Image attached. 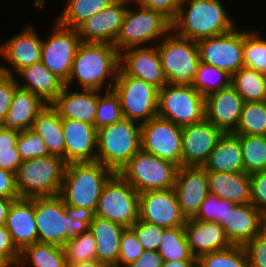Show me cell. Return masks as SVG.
Instances as JSON below:
<instances>
[{
	"instance_id": "cell-35",
	"label": "cell",
	"mask_w": 266,
	"mask_h": 267,
	"mask_svg": "<svg viewBox=\"0 0 266 267\" xmlns=\"http://www.w3.org/2000/svg\"><path fill=\"white\" fill-rule=\"evenodd\" d=\"M116 0H67L56 21L63 27L77 29L88 18L109 7Z\"/></svg>"
},
{
	"instance_id": "cell-61",
	"label": "cell",
	"mask_w": 266,
	"mask_h": 267,
	"mask_svg": "<svg viewBox=\"0 0 266 267\" xmlns=\"http://www.w3.org/2000/svg\"><path fill=\"white\" fill-rule=\"evenodd\" d=\"M66 267H108L107 265L100 263L98 260H91L77 263H67Z\"/></svg>"
},
{
	"instance_id": "cell-32",
	"label": "cell",
	"mask_w": 266,
	"mask_h": 267,
	"mask_svg": "<svg viewBox=\"0 0 266 267\" xmlns=\"http://www.w3.org/2000/svg\"><path fill=\"white\" fill-rule=\"evenodd\" d=\"M203 167L207 171L215 172H244L239 137L234 133H224L211 151Z\"/></svg>"
},
{
	"instance_id": "cell-6",
	"label": "cell",
	"mask_w": 266,
	"mask_h": 267,
	"mask_svg": "<svg viewBox=\"0 0 266 267\" xmlns=\"http://www.w3.org/2000/svg\"><path fill=\"white\" fill-rule=\"evenodd\" d=\"M114 42L120 53L130 47L155 46L171 31V22L161 13L145 8L132 0Z\"/></svg>"
},
{
	"instance_id": "cell-38",
	"label": "cell",
	"mask_w": 266,
	"mask_h": 267,
	"mask_svg": "<svg viewBox=\"0 0 266 267\" xmlns=\"http://www.w3.org/2000/svg\"><path fill=\"white\" fill-rule=\"evenodd\" d=\"M236 135L266 136V101L244 102Z\"/></svg>"
},
{
	"instance_id": "cell-3",
	"label": "cell",
	"mask_w": 266,
	"mask_h": 267,
	"mask_svg": "<svg viewBox=\"0 0 266 267\" xmlns=\"http://www.w3.org/2000/svg\"><path fill=\"white\" fill-rule=\"evenodd\" d=\"M114 174L97 161L67 164L59 195L66 205L96 212L103 187Z\"/></svg>"
},
{
	"instance_id": "cell-27",
	"label": "cell",
	"mask_w": 266,
	"mask_h": 267,
	"mask_svg": "<svg viewBox=\"0 0 266 267\" xmlns=\"http://www.w3.org/2000/svg\"><path fill=\"white\" fill-rule=\"evenodd\" d=\"M189 249L192 255L224 250L232 246L224 228L217 222L187 219L184 225Z\"/></svg>"
},
{
	"instance_id": "cell-60",
	"label": "cell",
	"mask_w": 266,
	"mask_h": 267,
	"mask_svg": "<svg viewBox=\"0 0 266 267\" xmlns=\"http://www.w3.org/2000/svg\"><path fill=\"white\" fill-rule=\"evenodd\" d=\"M162 267H197V260L163 261Z\"/></svg>"
},
{
	"instance_id": "cell-40",
	"label": "cell",
	"mask_w": 266,
	"mask_h": 267,
	"mask_svg": "<svg viewBox=\"0 0 266 267\" xmlns=\"http://www.w3.org/2000/svg\"><path fill=\"white\" fill-rule=\"evenodd\" d=\"M243 67L266 74V38L258 30L243 29Z\"/></svg>"
},
{
	"instance_id": "cell-37",
	"label": "cell",
	"mask_w": 266,
	"mask_h": 267,
	"mask_svg": "<svg viewBox=\"0 0 266 267\" xmlns=\"http://www.w3.org/2000/svg\"><path fill=\"white\" fill-rule=\"evenodd\" d=\"M158 253L163 261L197 260L189 249L184 226L164 229Z\"/></svg>"
},
{
	"instance_id": "cell-12",
	"label": "cell",
	"mask_w": 266,
	"mask_h": 267,
	"mask_svg": "<svg viewBox=\"0 0 266 267\" xmlns=\"http://www.w3.org/2000/svg\"><path fill=\"white\" fill-rule=\"evenodd\" d=\"M95 216L131 227L139 219V193L115 173L103 187Z\"/></svg>"
},
{
	"instance_id": "cell-20",
	"label": "cell",
	"mask_w": 266,
	"mask_h": 267,
	"mask_svg": "<svg viewBox=\"0 0 266 267\" xmlns=\"http://www.w3.org/2000/svg\"><path fill=\"white\" fill-rule=\"evenodd\" d=\"M223 134L206 119L182 127V166L203 167Z\"/></svg>"
},
{
	"instance_id": "cell-59",
	"label": "cell",
	"mask_w": 266,
	"mask_h": 267,
	"mask_svg": "<svg viewBox=\"0 0 266 267\" xmlns=\"http://www.w3.org/2000/svg\"><path fill=\"white\" fill-rule=\"evenodd\" d=\"M14 200L17 199L0 197V226L5 225L8 210Z\"/></svg>"
},
{
	"instance_id": "cell-54",
	"label": "cell",
	"mask_w": 266,
	"mask_h": 267,
	"mask_svg": "<svg viewBox=\"0 0 266 267\" xmlns=\"http://www.w3.org/2000/svg\"><path fill=\"white\" fill-rule=\"evenodd\" d=\"M0 197L20 199L16 188L15 173L0 168Z\"/></svg>"
},
{
	"instance_id": "cell-62",
	"label": "cell",
	"mask_w": 266,
	"mask_h": 267,
	"mask_svg": "<svg viewBox=\"0 0 266 267\" xmlns=\"http://www.w3.org/2000/svg\"><path fill=\"white\" fill-rule=\"evenodd\" d=\"M0 267H9L3 260L0 259Z\"/></svg>"
},
{
	"instance_id": "cell-34",
	"label": "cell",
	"mask_w": 266,
	"mask_h": 267,
	"mask_svg": "<svg viewBox=\"0 0 266 267\" xmlns=\"http://www.w3.org/2000/svg\"><path fill=\"white\" fill-rule=\"evenodd\" d=\"M66 267L67 260L63 247L47 244L34 243L20 252L17 267Z\"/></svg>"
},
{
	"instance_id": "cell-46",
	"label": "cell",
	"mask_w": 266,
	"mask_h": 267,
	"mask_svg": "<svg viewBox=\"0 0 266 267\" xmlns=\"http://www.w3.org/2000/svg\"><path fill=\"white\" fill-rule=\"evenodd\" d=\"M228 205H235L228 200L220 199L215 195L208 194L196 215L192 218L200 221H213L221 223L228 211Z\"/></svg>"
},
{
	"instance_id": "cell-58",
	"label": "cell",
	"mask_w": 266,
	"mask_h": 267,
	"mask_svg": "<svg viewBox=\"0 0 266 267\" xmlns=\"http://www.w3.org/2000/svg\"><path fill=\"white\" fill-rule=\"evenodd\" d=\"M19 132L6 130L0 125V151L12 150L16 147Z\"/></svg>"
},
{
	"instance_id": "cell-28",
	"label": "cell",
	"mask_w": 266,
	"mask_h": 267,
	"mask_svg": "<svg viewBox=\"0 0 266 267\" xmlns=\"http://www.w3.org/2000/svg\"><path fill=\"white\" fill-rule=\"evenodd\" d=\"M15 78L18 87L37 95L46 104H51L65 86V83L41 61L23 68Z\"/></svg>"
},
{
	"instance_id": "cell-51",
	"label": "cell",
	"mask_w": 266,
	"mask_h": 267,
	"mask_svg": "<svg viewBox=\"0 0 266 267\" xmlns=\"http://www.w3.org/2000/svg\"><path fill=\"white\" fill-rule=\"evenodd\" d=\"M17 88L18 84L15 76L0 74V125L7 117Z\"/></svg>"
},
{
	"instance_id": "cell-13",
	"label": "cell",
	"mask_w": 266,
	"mask_h": 267,
	"mask_svg": "<svg viewBox=\"0 0 266 267\" xmlns=\"http://www.w3.org/2000/svg\"><path fill=\"white\" fill-rule=\"evenodd\" d=\"M52 27L49 37L42 39L41 62L66 83L81 38L77 29L63 27L56 20Z\"/></svg>"
},
{
	"instance_id": "cell-2",
	"label": "cell",
	"mask_w": 266,
	"mask_h": 267,
	"mask_svg": "<svg viewBox=\"0 0 266 267\" xmlns=\"http://www.w3.org/2000/svg\"><path fill=\"white\" fill-rule=\"evenodd\" d=\"M233 20L222 0H181L171 30L197 42L232 31L237 26Z\"/></svg>"
},
{
	"instance_id": "cell-14",
	"label": "cell",
	"mask_w": 266,
	"mask_h": 267,
	"mask_svg": "<svg viewBox=\"0 0 266 267\" xmlns=\"http://www.w3.org/2000/svg\"><path fill=\"white\" fill-rule=\"evenodd\" d=\"M141 150L182 166V127L159 116L141 124Z\"/></svg>"
},
{
	"instance_id": "cell-8",
	"label": "cell",
	"mask_w": 266,
	"mask_h": 267,
	"mask_svg": "<svg viewBox=\"0 0 266 267\" xmlns=\"http://www.w3.org/2000/svg\"><path fill=\"white\" fill-rule=\"evenodd\" d=\"M156 46L167 82L191 85L200 63L197 42L180 37L171 30Z\"/></svg>"
},
{
	"instance_id": "cell-26",
	"label": "cell",
	"mask_w": 266,
	"mask_h": 267,
	"mask_svg": "<svg viewBox=\"0 0 266 267\" xmlns=\"http://www.w3.org/2000/svg\"><path fill=\"white\" fill-rule=\"evenodd\" d=\"M5 227L21 252L27 246L38 242L34 215V197L14 200L8 210Z\"/></svg>"
},
{
	"instance_id": "cell-44",
	"label": "cell",
	"mask_w": 266,
	"mask_h": 267,
	"mask_svg": "<svg viewBox=\"0 0 266 267\" xmlns=\"http://www.w3.org/2000/svg\"><path fill=\"white\" fill-rule=\"evenodd\" d=\"M63 249L67 263L97 260L96 242L90 230L68 240Z\"/></svg>"
},
{
	"instance_id": "cell-42",
	"label": "cell",
	"mask_w": 266,
	"mask_h": 267,
	"mask_svg": "<svg viewBox=\"0 0 266 267\" xmlns=\"http://www.w3.org/2000/svg\"><path fill=\"white\" fill-rule=\"evenodd\" d=\"M197 267H249V262L245 247L232 245L224 250L200 255Z\"/></svg>"
},
{
	"instance_id": "cell-30",
	"label": "cell",
	"mask_w": 266,
	"mask_h": 267,
	"mask_svg": "<svg viewBox=\"0 0 266 267\" xmlns=\"http://www.w3.org/2000/svg\"><path fill=\"white\" fill-rule=\"evenodd\" d=\"M46 105L37 95L18 87L14 93L7 117L1 123L6 130L22 132L31 129L37 114Z\"/></svg>"
},
{
	"instance_id": "cell-25",
	"label": "cell",
	"mask_w": 266,
	"mask_h": 267,
	"mask_svg": "<svg viewBox=\"0 0 266 267\" xmlns=\"http://www.w3.org/2000/svg\"><path fill=\"white\" fill-rule=\"evenodd\" d=\"M72 88L74 87L64 86L51 106L58 112L61 119L79 120L95 126L97 90L77 89L75 91Z\"/></svg>"
},
{
	"instance_id": "cell-57",
	"label": "cell",
	"mask_w": 266,
	"mask_h": 267,
	"mask_svg": "<svg viewBox=\"0 0 266 267\" xmlns=\"http://www.w3.org/2000/svg\"><path fill=\"white\" fill-rule=\"evenodd\" d=\"M66 212L71 216L73 221L81 220L86 222L89 226L95 217V212L93 210L83 207L66 205Z\"/></svg>"
},
{
	"instance_id": "cell-47",
	"label": "cell",
	"mask_w": 266,
	"mask_h": 267,
	"mask_svg": "<svg viewBox=\"0 0 266 267\" xmlns=\"http://www.w3.org/2000/svg\"><path fill=\"white\" fill-rule=\"evenodd\" d=\"M144 252L141 243L137 239L131 227L124 228L121 234L119 259L116 267H126L136 261Z\"/></svg>"
},
{
	"instance_id": "cell-23",
	"label": "cell",
	"mask_w": 266,
	"mask_h": 267,
	"mask_svg": "<svg viewBox=\"0 0 266 267\" xmlns=\"http://www.w3.org/2000/svg\"><path fill=\"white\" fill-rule=\"evenodd\" d=\"M243 98L230 84L205 97V119L223 133H233L240 120Z\"/></svg>"
},
{
	"instance_id": "cell-29",
	"label": "cell",
	"mask_w": 266,
	"mask_h": 267,
	"mask_svg": "<svg viewBox=\"0 0 266 267\" xmlns=\"http://www.w3.org/2000/svg\"><path fill=\"white\" fill-rule=\"evenodd\" d=\"M209 193L234 204L251 203L250 175L207 171Z\"/></svg>"
},
{
	"instance_id": "cell-24",
	"label": "cell",
	"mask_w": 266,
	"mask_h": 267,
	"mask_svg": "<svg viewBox=\"0 0 266 267\" xmlns=\"http://www.w3.org/2000/svg\"><path fill=\"white\" fill-rule=\"evenodd\" d=\"M65 137V163L95 162L97 129L94 125L74 119H62Z\"/></svg>"
},
{
	"instance_id": "cell-33",
	"label": "cell",
	"mask_w": 266,
	"mask_h": 267,
	"mask_svg": "<svg viewBox=\"0 0 266 267\" xmlns=\"http://www.w3.org/2000/svg\"><path fill=\"white\" fill-rule=\"evenodd\" d=\"M31 129L45 142L49 155L60 157L65 161L62 119L51 104H46L37 114Z\"/></svg>"
},
{
	"instance_id": "cell-48",
	"label": "cell",
	"mask_w": 266,
	"mask_h": 267,
	"mask_svg": "<svg viewBox=\"0 0 266 267\" xmlns=\"http://www.w3.org/2000/svg\"><path fill=\"white\" fill-rule=\"evenodd\" d=\"M131 228L144 250L158 251L163 239L164 227L138 219Z\"/></svg>"
},
{
	"instance_id": "cell-1",
	"label": "cell",
	"mask_w": 266,
	"mask_h": 267,
	"mask_svg": "<svg viewBox=\"0 0 266 267\" xmlns=\"http://www.w3.org/2000/svg\"><path fill=\"white\" fill-rule=\"evenodd\" d=\"M119 68L120 53L114 45L81 42L65 86L71 88L78 82L80 89L109 91L114 86Z\"/></svg>"
},
{
	"instance_id": "cell-43",
	"label": "cell",
	"mask_w": 266,
	"mask_h": 267,
	"mask_svg": "<svg viewBox=\"0 0 266 267\" xmlns=\"http://www.w3.org/2000/svg\"><path fill=\"white\" fill-rule=\"evenodd\" d=\"M124 118L119 97L113 90L97 91V113L95 115V128L116 123Z\"/></svg>"
},
{
	"instance_id": "cell-39",
	"label": "cell",
	"mask_w": 266,
	"mask_h": 267,
	"mask_svg": "<svg viewBox=\"0 0 266 267\" xmlns=\"http://www.w3.org/2000/svg\"><path fill=\"white\" fill-rule=\"evenodd\" d=\"M240 139L244 172L266 171V136L237 135Z\"/></svg>"
},
{
	"instance_id": "cell-63",
	"label": "cell",
	"mask_w": 266,
	"mask_h": 267,
	"mask_svg": "<svg viewBox=\"0 0 266 267\" xmlns=\"http://www.w3.org/2000/svg\"><path fill=\"white\" fill-rule=\"evenodd\" d=\"M264 228L266 229V216H265V225H264Z\"/></svg>"
},
{
	"instance_id": "cell-5",
	"label": "cell",
	"mask_w": 266,
	"mask_h": 267,
	"mask_svg": "<svg viewBox=\"0 0 266 267\" xmlns=\"http://www.w3.org/2000/svg\"><path fill=\"white\" fill-rule=\"evenodd\" d=\"M141 149V124L126 118L97 130V156L100 162L118 173Z\"/></svg>"
},
{
	"instance_id": "cell-15",
	"label": "cell",
	"mask_w": 266,
	"mask_h": 267,
	"mask_svg": "<svg viewBox=\"0 0 266 267\" xmlns=\"http://www.w3.org/2000/svg\"><path fill=\"white\" fill-rule=\"evenodd\" d=\"M200 61L231 76L243 67V29L197 41Z\"/></svg>"
},
{
	"instance_id": "cell-41",
	"label": "cell",
	"mask_w": 266,
	"mask_h": 267,
	"mask_svg": "<svg viewBox=\"0 0 266 267\" xmlns=\"http://www.w3.org/2000/svg\"><path fill=\"white\" fill-rule=\"evenodd\" d=\"M231 84V75L226 71L200 61L192 86L206 97Z\"/></svg>"
},
{
	"instance_id": "cell-17",
	"label": "cell",
	"mask_w": 266,
	"mask_h": 267,
	"mask_svg": "<svg viewBox=\"0 0 266 267\" xmlns=\"http://www.w3.org/2000/svg\"><path fill=\"white\" fill-rule=\"evenodd\" d=\"M27 26L0 44V56L10 65L0 64L3 74L15 76L23 68L41 61L42 38L33 25Z\"/></svg>"
},
{
	"instance_id": "cell-11",
	"label": "cell",
	"mask_w": 266,
	"mask_h": 267,
	"mask_svg": "<svg viewBox=\"0 0 266 267\" xmlns=\"http://www.w3.org/2000/svg\"><path fill=\"white\" fill-rule=\"evenodd\" d=\"M112 90L119 97L124 118L142 124L157 116L159 89L153 85L119 68Z\"/></svg>"
},
{
	"instance_id": "cell-4",
	"label": "cell",
	"mask_w": 266,
	"mask_h": 267,
	"mask_svg": "<svg viewBox=\"0 0 266 267\" xmlns=\"http://www.w3.org/2000/svg\"><path fill=\"white\" fill-rule=\"evenodd\" d=\"M34 215L40 243L63 247L68 240L89 230L86 222L73 221L66 212V204L59 194L34 197Z\"/></svg>"
},
{
	"instance_id": "cell-36",
	"label": "cell",
	"mask_w": 266,
	"mask_h": 267,
	"mask_svg": "<svg viewBox=\"0 0 266 267\" xmlns=\"http://www.w3.org/2000/svg\"><path fill=\"white\" fill-rule=\"evenodd\" d=\"M231 85L244 102L266 101V77L259 71L242 67L231 76Z\"/></svg>"
},
{
	"instance_id": "cell-52",
	"label": "cell",
	"mask_w": 266,
	"mask_h": 267,
	"mask_svg": "<svg viewBox=\"0 0 266 267\" xmlns=\"http://www.w3.org/2000/svg\"><path fill=\"white\" fill-rule=\"evenodd\" d=\"M0 259L9 267H17L20 259V251L15 246L5 225L0 226Z\"/></svg>"
},
{
	"instance_id": "cell-9",
	"label": "cell",
	"mask_w": 266,
	"mask_h": 267,
	"mask_svg": "<svg viewBox=\"0 0 266 267\" xmlns=\"http://www.w3.org/2000/svg\"><path fill=\"white\" fill-rule=\"evenodd\" d=\"M178 166L139 150L118 172L138 193L174 188Z\"/></svg>"
},
{
	"instance_id": "cell-49",
	"label": "cell",
	"mask_w": 266,
	"mask_h": 267,
	"mask_svg": "<svg viewBox=\"0 0 266 267\" xmlns=\"http://www.w3.org/2000/svg\"><path fill=\"white\" fill-rule=\"evenodd\" d=\"M249 267H266V229L264 228L245 246Z\"/></svg>"
},
{
	"instance_id": "cell-10",
	"label": "cell",
	"mask_w": 266,
	"mask_h": 267,
	"mask_svg": "<svg viewBox=\"0 0 266 267\" xmlns=\"http://www.w3.org/2000/svg\"><path fill=\"white\" fill-rule=\"evenodd\" d=\"M157 116L184 127L205 119V97L192 85L169 84L159 89Z\"/></svg>"
},
{
	"instance_id": "cell-18",
	"label": "cell",
	"mask_w": 266,
	"mask_h": 267,
	"mask_svg": "<svg viewBox=\"0 0 266 267\" xmlns=\"http://www.w3.org/2000/svg\"><path fill=\"white\" fill-rule=\"evenodd\" d=\"M132 0H116L109 7L88 18L78 28L81 42L114 44Z\"/></svg>"
},
{
	"instance_id": "cell-56",
	"label": "cell",
	"mask_w": 266,
	"mask_h": 267,
	"mask_svg": "<svg viewBox=\"0 0 266 267\" xmlns=\"http://www.w3.org/2000/svg\"><path fill=\"white\" fill-rule=\"evenodd\" d=\"M163 258L158 251L144 250L142 255L126 267H162Z\"/></svg>"
},
{
	"instance_id": "cell-50",
	"label": "cell",
	"mask_w": 266,
	"mask_h": 267,
	"mask_svg": "<svg viewBox=\"0 0 266 267\" xmlns=\"http://www.w3.org/2000/svg\"><path fill=\"white\" fill-rule=\"evenodd\" d=\"M251 204L266 216V171L250 174Z\"/></svg>"
},
{
	"instance_id": "cell-55",
	"label": "cell",
	"mask_w": 266,
	"mask_h": 267,
	"mask_svg": "<svg viewBox=\"0 0 266 267\" xmlns=\"http://www.w3.org/2000/svg\"><path fill=\"white\" fill-rule=\"evenodd\" d=\"M22 162L23 161L20 157L17 147L12 148V150L0 151L1 169H5L16 174Z\"/></svg>"
},
{
	"instance_id": "cell-16",
	"label": "cell",
	"mask_w": 266,
	"mask_h": 267,
	"mask_svg": "<svg viewBox=\"0 0 266 267\" xmlns=\"http://www.w3.org/2000/svg\"><path fill=\"white\" fill-rule=\"evenodd\" d=\"M139 219L164 228L184 226L187 220L174 188L139 193Z\"/></svg>"
},
{
	"instance_id": "cell-31",
	"label": "cell",
	"mask_w": 266,
	"mask_h": 267,
	"mask_svg": "<svg viewBox=\"0 0 266 267\" xmlns=\"http://www.w3.org/2000/svg\"><path fill=\"white\" fill-rule=\"evenodd\" d=\"M125 227L110 220L94 217L89 226L96 242V258L108 267H116L119 259L121 234Z\"/></svg>"
},
{
	"instance_id": "cell-22",
	"label": "cell",
	"mask_w": 266,
	"mask_h": 267,
	"mask_svg": "<svg viewBox=\"0 0 266 267\" xmlns=\"http://www.w3.org/2000/svg\"><path fill=\"white\" fill-rule=\"evenodd\" d=\"M220 225L232 245L245 246L265 225V216L251 203L228 205Z\"/></svg>"
},
{
	"instance_id": "cell-7",
	"label": "cell",
	"mask_w": 266,
	"mask_h": 267,
	"mask_svg": "<svg viewBox=\"0 0 266 267\" xmlns=\"http://www.w3.org/2000/svg\"><path fill=\"white\" fill-rule=\"evenodd\" d=\"M66 165L64 159L53 155L23 161L15 174L20 198L58 195Z\"/></svg>"
},
{
	"instance_id": "cell-19",
	"label": "cell",
	"mask_w": 266,
	"mask_h": 267,
	"mask_svg": "<svg viewBox=\"0 0 266 267\" xmlns=\"http://www.w3.org/2000/svg\"><path fill=\"white\" fill-rule=\"evenodd\" d=\"M174 191L182 214L193 218L209 194L207 170L204 167H178Z\"/></svg>"
},
{
	"instance_id": "cell-21",
	"label": "cell",
	"mask_w": 266,
	"mask_h": 267,
	"mask_svg": "<svg viewBox=\"0 0 266 267\" xmlns=\"http://www.w3.org/2000/svg\"><path fill=\"white\" fill-rule=\"evenodd\" d=\"M120 68L127 75L140 78L158 89L168 83L156 45L124 49L120 52Z\"/></svg>"
},
{
	"instance_id": "cell-45",
	"label": "cell",
	"mask_w": 266,
	"mask_h": 267,
	"mask_svg": "<svg viewBox=\"0 0 266 267\" xmlns=\"http://www.w3.org/2000/svg\"><path fill=\"white\" fill-rule=\"evenodd\" d=\"M16 147L22 161L49 155L45 142L32 129L23 130L19 133Z\"/></svg>"
},
{
	"instance_id": "cell-53",
	"label": "cell",
	"mask_w": 266,
	"mask_h": 267,
	"mask_svg": "<svg viewBox=\"0 0 266 267\" xmlns=\"http://www.w3.org/2000/svg\"><path fill=\"white\" fill-rule=\"evenodd\" d=\"M141 6L161 13L172 22L179 11L181 0H133Z\"/></svg>"
}]
</instances>
